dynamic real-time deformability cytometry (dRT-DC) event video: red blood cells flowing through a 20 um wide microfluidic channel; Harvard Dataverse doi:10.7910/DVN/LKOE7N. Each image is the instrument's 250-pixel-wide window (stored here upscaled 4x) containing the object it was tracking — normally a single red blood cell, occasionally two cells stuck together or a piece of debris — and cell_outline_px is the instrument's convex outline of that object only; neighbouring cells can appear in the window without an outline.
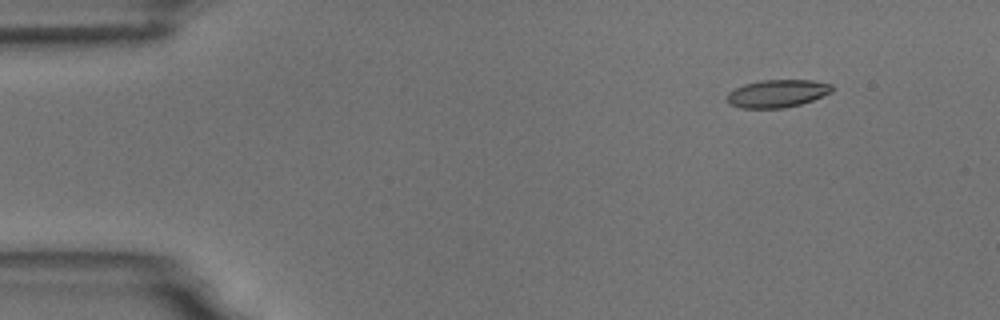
{"species": "common noctule bat (a hibernating species)", "species_latin": "Nyctalus noctula", "temperature_condition": "room temperature", "stored_images_in_passage": 4, "camera_frame_rate_fps": 3000, "um_per_image_px": 0.085, "animal": {"sex": "male", "body_mass_g": 18.8}, "frame": {"image": 1, "passage_image": 1, "time_ms": 0.0, "image_size_px": [1000, 320], "cell_outline_px": [[832, 92], [812, 100], [800, 104], [784, 108], [740, 108], [728, 104], [728, 92], [744, 84], [760, 80], [812, 80], [832, 84]], "centroid_in_image_um": [66.06, 7.95], "position_along_channel_um": 18.9, "area_um2": 16.94}}
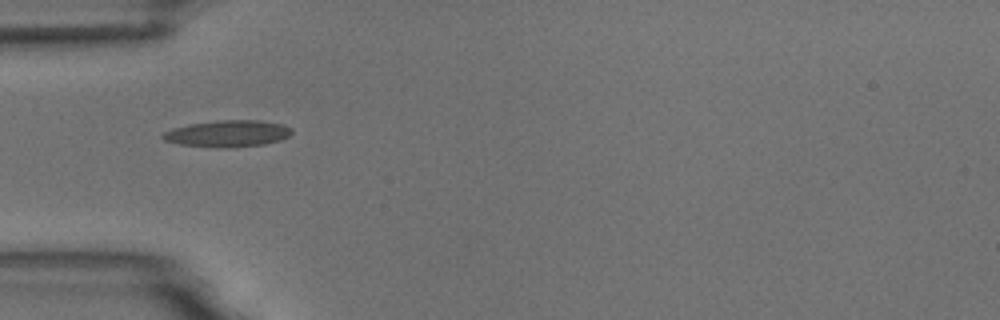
{"frame": {"image": 2, "passage_image": 4, "time_ms": 3.667, "image_size_px": [1000, 320], "cell_outline_px": [[292, 132], [288, 136], [280, 140], [264, 144], [228, 148], [216, 148], [180, 144], [164, 140], [160, 136], [164, 132], [172, 128], [188, 124], [216, 120], [260, 120], [284, 124], [292, 128]], "centroid_in_image_um": [19.35, 11.35], "position_along_channel_um": 65.6, "area_um2": 20.23}}